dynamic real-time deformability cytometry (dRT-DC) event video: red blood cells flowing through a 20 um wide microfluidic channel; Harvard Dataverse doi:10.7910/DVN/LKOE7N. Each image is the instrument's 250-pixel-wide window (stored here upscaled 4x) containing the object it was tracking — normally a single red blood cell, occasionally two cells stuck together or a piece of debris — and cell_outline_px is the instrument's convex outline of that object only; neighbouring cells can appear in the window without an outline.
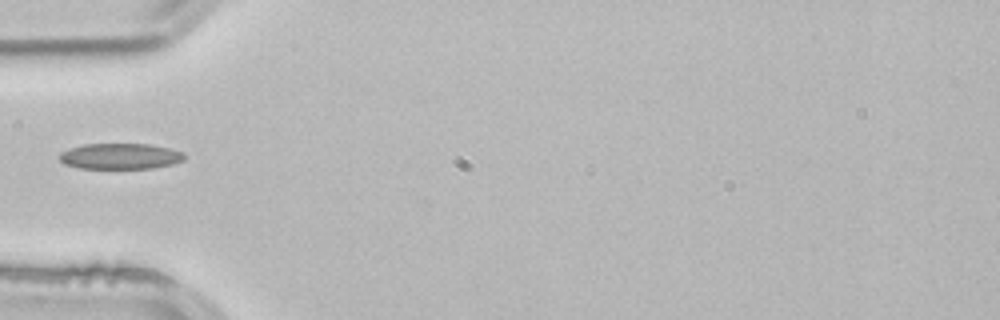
{"species": "common noctule bat (a hibernating species)", "species_latin": "Nyctalus noctula", "temperature_condition": "room temperature", "stored_images_in_passage": 5, "camera_frame_rate_fps": 3000, "um_per_image_px": 0.085, "animal": {"sex": "male", "body_mass_g": 21.5, "forearm_length_mm": 52.0}, "frame": {"image": 1, "passage_image": 5, "time_ms": 1.333, "image_size_px": [1000, 320], "cell_outline_px": [[184, 160], [172, 164], [152, 168], [80, 168], [64, 164], [60, 160], [60, 152], [84, 144], [148, 144], [168, 148], [184, 152]], "centroid_in_image_um": [10.23, 13.28], "position_along_channel_um": 74.8, "area_um2": 18.61}}